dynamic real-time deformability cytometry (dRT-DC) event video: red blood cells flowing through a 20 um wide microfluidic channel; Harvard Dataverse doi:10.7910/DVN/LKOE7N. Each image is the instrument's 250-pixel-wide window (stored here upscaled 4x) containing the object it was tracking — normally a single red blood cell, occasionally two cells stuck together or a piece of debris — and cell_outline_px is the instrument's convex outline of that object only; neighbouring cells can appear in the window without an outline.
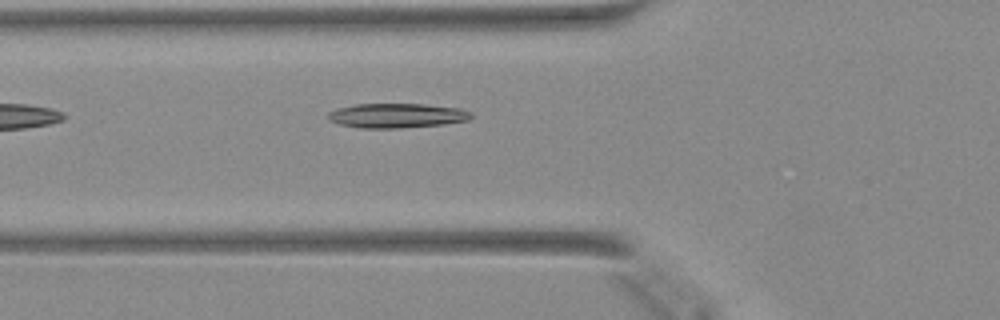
{"species": "Egyptian fruit bat (a non-hibernating species)", "species_latin": "Rousettus aegyptiacus", "temperature_condition": "warm", "stored_images_in_passage": 11, "camera_frame_rate_fps": 3000, "um_per_image_px": 0.085, "animal": {"sex": "female"}, "frame": {"image": 1, "passage_image": 2, "time_ms": 0.333, "image_size_px": [1000, 320], "cell_outline_px": [[472, 116], [468, 120], [444, 124], [400, 128], [360, 128], [340, 124], [328, 120], [328, 112], [336, 108], [356, 104], [424, 104], [460, 108], [472, 112]], "centroid_in_image_um": [33.72, 9.82], "position_along_channel_um": 92.1, "area_um2": 20.52}}
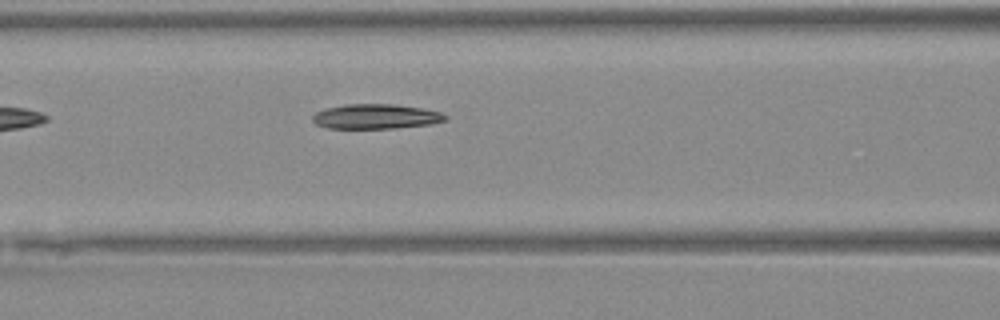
{"frame": {"image": 2, "passage_image": 5, "time_ms": 1.333, "image_size_px": [1000, 320], "cell_outline_px": [[448, 116], [444, 120], [432, 124], [392, 128], [328, 128], [316, 124], [312, 120], [312, 116], [316, 112], [324, 108], [348, 104], [392, 104], [420, 108], [444, 112]], "centroid_in_image_um": [31.94, 9.9], "position_along_channel_um": 134.7, "area_um2": 19.13}}
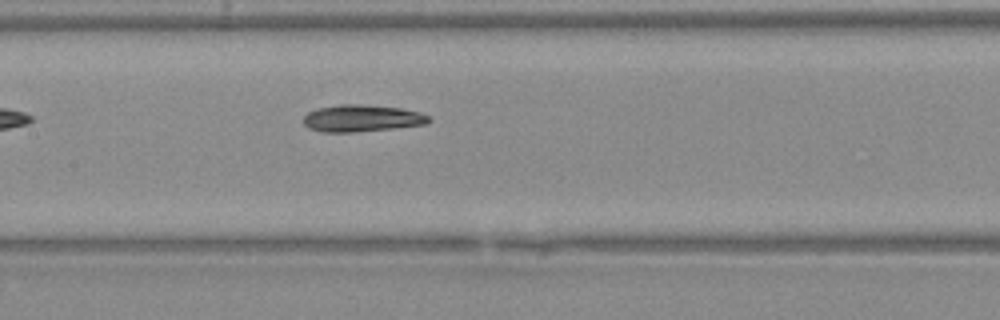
{"frame": {"image": 3, "passage_image": 8, "time_ms": 2.333, "image_size_px": [1000, 320], "cell_outline_px": [[432, 120], [424, 124], [392, 128], [356, 132], [324, 132], [308, 128], [304, 124], [304, 116], [308, 112], [320, 108], [340, 104], [364, 104], [400, 108], [420, 112], [428, 116]], "centroid_in_image_um": [30.75, 10.05], "position_along_channel_um": 176.7, "area_um2": 19.54}}